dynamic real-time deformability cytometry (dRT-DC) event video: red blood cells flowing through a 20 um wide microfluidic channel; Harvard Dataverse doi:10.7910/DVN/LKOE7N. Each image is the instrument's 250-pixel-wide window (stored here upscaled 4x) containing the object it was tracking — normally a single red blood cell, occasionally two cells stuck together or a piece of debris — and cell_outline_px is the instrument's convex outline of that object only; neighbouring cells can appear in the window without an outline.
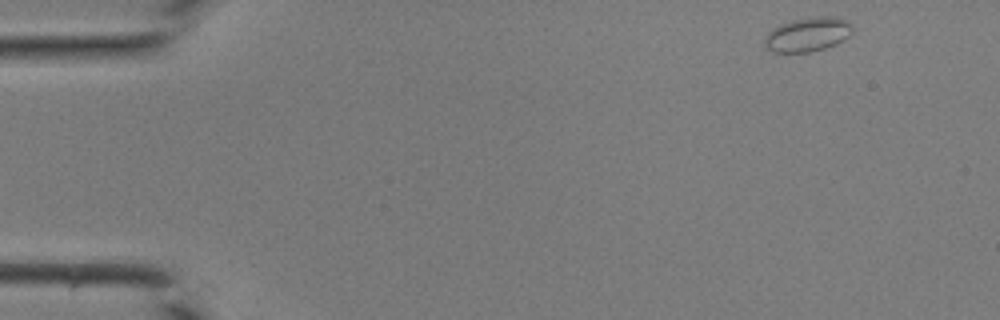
{"species": "common noctule bat (a hibernating species)", "species_latin": "Nyctalus noctula", "temperature_condition": "room temperature", "stored_images_in_passage": 40, "camera_frame_rate_fps": 3000, "um_per_image_px": 0.085, "animal": {"sex": "male", "body_mass_g": 19.0, "forearm_length_mm": 50.8}, "frame": {"image": 1, "passage_image": 1, "time_ms": 0.0, "image_size_px": [1000, 320], "cell_outline_px": [[852, 32], [848, 36], [836, 44], [824, 48], [808, 52], [772, 52], [764, 44], [764, 36], [772, 28], [780, 24], [792, 20], [812, 16], [840, 16], [852, 24]], "centroid_in_image_um": [68.65, 2.9], "position_along_channel_um": 16.3, "area_um2": 17.69}}
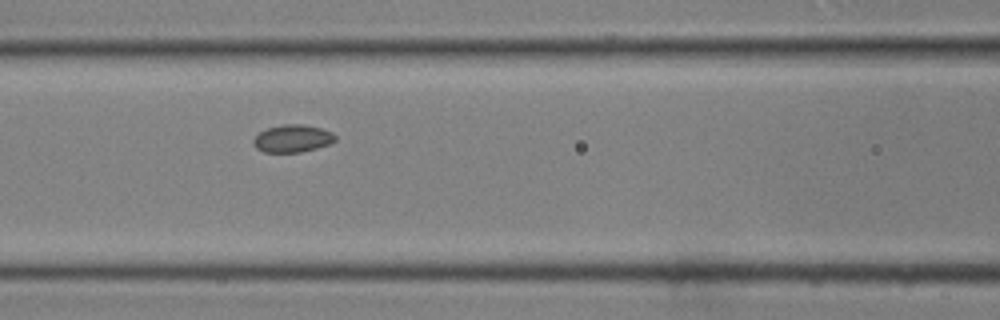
{"frame": {"image": 2, "passage_image": 16, "time_ms": 5.0, "image_size_px": [1000, 320], "cell_outline_px": [[336, 140], [328, 144], [316, 148], [300, 152], [264, 152], [256, 148], [252, 144], [252, 140], [260, 132], [268, 128], [280, 124], [304, 124], [320, 128], [332, 132], [336, 136]], "centroid_in_image_um": [24.85, 11.77], "position_along_channel_um": 141.8, "area_um2": 13.12}}
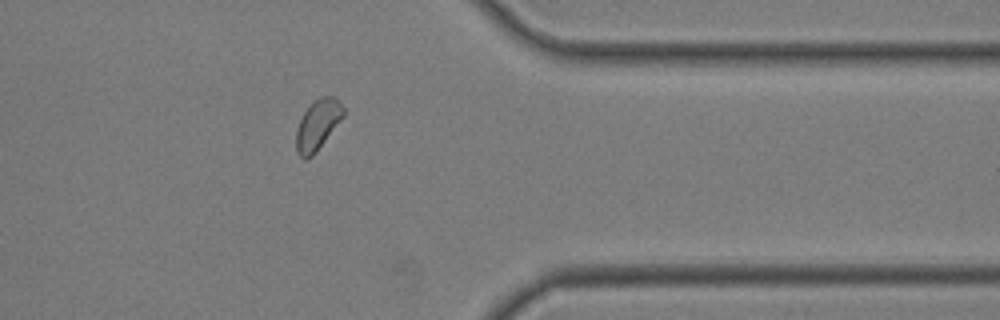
{"frame": {"image": 3, "passage_image": 32, "time_ms": 10.333, "image_size_px": [1000, 320], "cell_outline_px": [[344, 116], [316, 152], [308, 160], [304, 160], [296, 152], [296, 128], [304, 112], [312, 100], [320, 96], [336, 96], [344, 108]], "centroid_in_image_um": [26.99, 10.6], "position_along_channel_um": 384.4, "area_um2": 14.05}}